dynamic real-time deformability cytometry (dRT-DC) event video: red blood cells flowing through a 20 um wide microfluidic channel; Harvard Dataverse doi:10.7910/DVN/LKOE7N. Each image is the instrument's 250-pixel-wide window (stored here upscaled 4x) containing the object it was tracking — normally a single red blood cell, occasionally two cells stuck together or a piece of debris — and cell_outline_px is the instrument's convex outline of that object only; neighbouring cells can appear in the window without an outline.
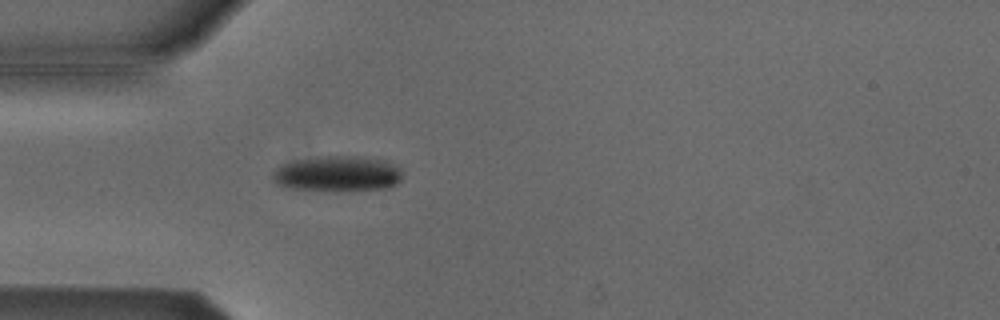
{"species": "Egyptian fruit bat (a non-hibernating species)", "species_latin": "Rousettus aegyptiacus", "temperature_condition": "cold", "stored_images_in_passage": 25, "camera_frame_rate_fps": 3000, "um_per_image_px": 0.085, "animal": {"sex": "male"}, "frame": {"image": 1, "passage_image": 5, "time_ms": 1.333, "image_size_px": [1000, 320], "cell_outline_px": [[400, 180], [396, 184], [388, 188], [292, 188], [276, 184], [272, 180], [272, 172], [280, 164], [292, 160], [324, 156], [356, 156], [384, 160], [400, 168]], "centroid_in_image_um": [28.63, 14.71], "position_along_channel_um": 56.4, "area_um2": 25.89}}
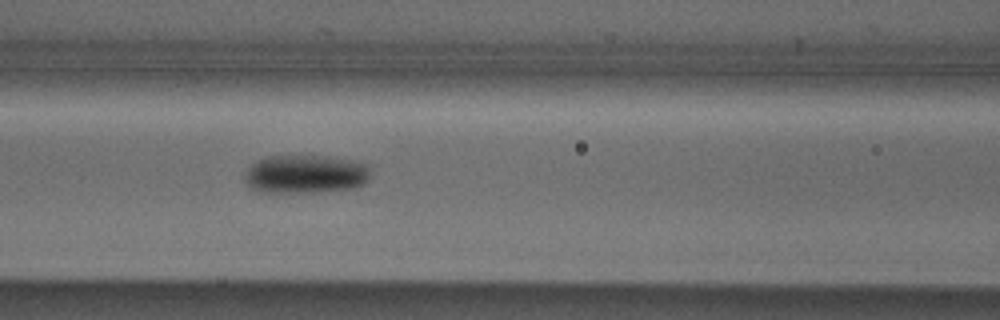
{"frame": {"image": 2, "passage_image": 12, "time_ms": 3.667, "image_size_px": [1000, 320], "cell_outline_px": [[368, 180], [364, 184], [356, 188], [320, 192], [260, 192], [252, 188], [244, 180], [244, 172], [256, 160], [264, 156], [332, 156], [352, 160], [368, 164]], "centroid_in_image_um": [25.96, 14.8], "position_along_channel_um": 140.6, "area_um2": 28.55}}
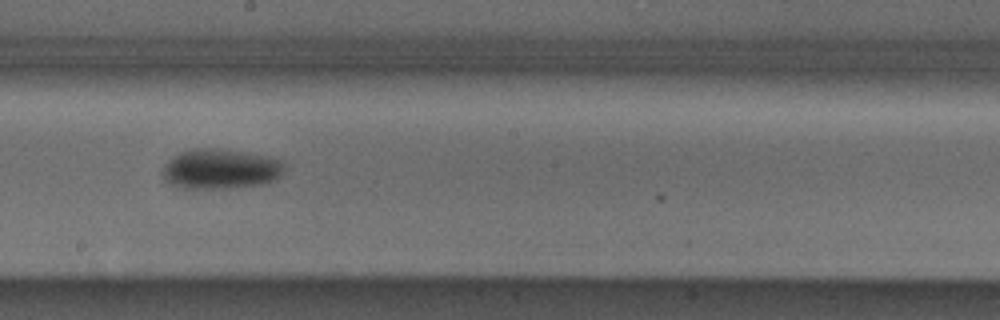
{"frame": {"image": 3, "passage_image": 19, "time_ms": 6.0, "image_size_px": [1000, 320], "cell_outline_px": [[288, 164], [280, 176], [276, 180], [264, 184], [232, 188], [184, 188], [168, 184], [164, 180], [160, 172], [160, 168], [172, 156], [180, 152], [192, 148], [216, 148], [244, 152], [284, 160]], "centroid_in_image_um": [18.73, 14.36], "position_along_channel_um": 229.5, "area_um2": 29.07}}